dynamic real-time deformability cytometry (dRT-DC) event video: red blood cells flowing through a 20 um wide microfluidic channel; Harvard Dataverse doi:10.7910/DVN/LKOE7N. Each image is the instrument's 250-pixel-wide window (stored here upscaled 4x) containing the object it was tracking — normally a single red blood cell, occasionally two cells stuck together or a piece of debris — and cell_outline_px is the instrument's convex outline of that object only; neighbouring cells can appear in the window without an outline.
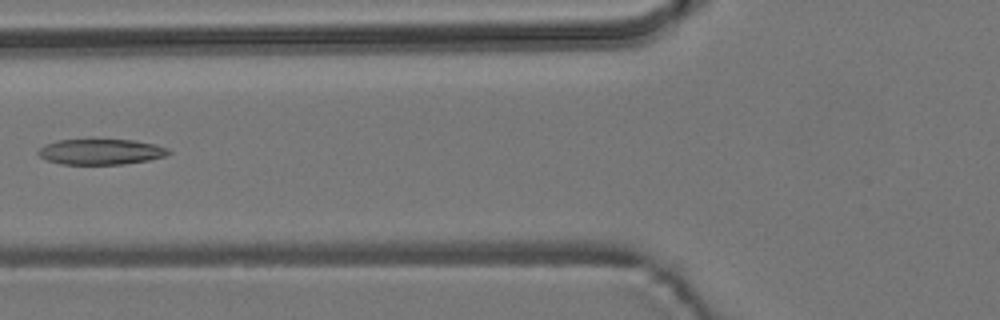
{"species": "common noctule bat (a hibernating species)", "species_latin": "Nyctalus noctula", "temperature_condition": "room temperature", "stored_images_in_passage": 5, "camera_frame_rate_fps": 3000, "um_per_image_px": 0.085, "animal": {"sex": "male", "body_mass_g": 19.2, "forearm_length_mm": 51.8}, "frame": {"image": 1, "passage_image": 4, "time_ms": 3.667, "image_size_px": [1000, 320], "cell_outline_px": [[172, 152], [164, 156], [148, 160], [124, 164], [60, 164], [48, 160], [40, 156], [36, 152], [44, 144], [56, 140], [136, 140], [156, 144], [168, 148]], "centroid_in_image_um": [8.58, 12.9], "position_along_channel_um": 117.2, "area_um2": 19.42}}
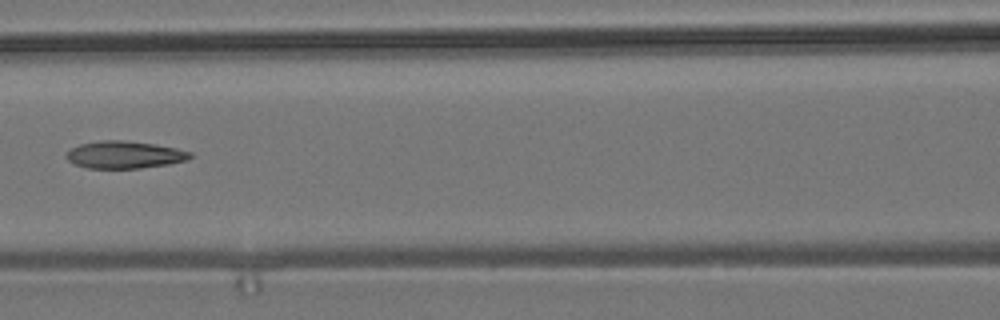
{"frame": {"image": 2, "passage_image": 5, "time_ms": 4.667, "image_size_px": [1000, 320], "cell_outline_px": [[192, 156], [188, 160], [168, 164], [140, 168], [88, 168], [72, 164], [64, 156], [72, 148], [80, 144], [100, 140], [124, 140], [156, 144], [176, 148], [192, 152]], "centroid_in_image_um": [10.58, 13.15], "position_along_channel_um": 156.0, "area_um2": 19.83}}